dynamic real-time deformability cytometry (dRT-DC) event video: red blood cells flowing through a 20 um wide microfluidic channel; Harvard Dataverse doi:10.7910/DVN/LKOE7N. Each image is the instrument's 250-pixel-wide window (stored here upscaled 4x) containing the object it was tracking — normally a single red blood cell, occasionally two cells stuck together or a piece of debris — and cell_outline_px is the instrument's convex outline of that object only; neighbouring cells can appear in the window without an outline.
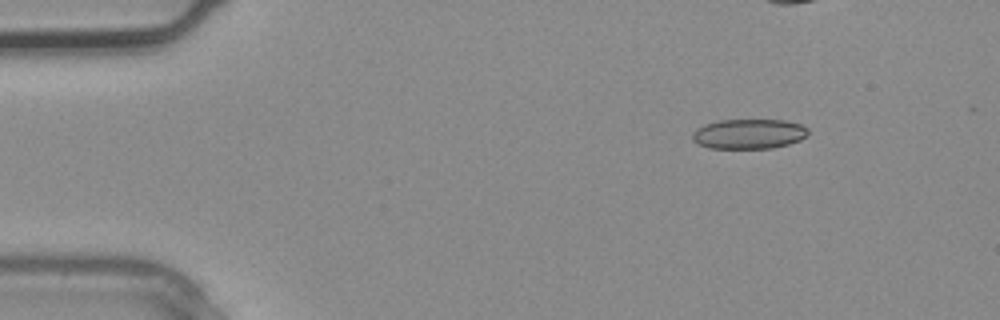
{"species": "common noctule bat (a hibernating species)", "species_latin": "Nyctalus noctula", "temperature_condition": "warm", "stored_images_in_passage": 2, "segment_of_instrument_passage": [2, 2], "camera_frame_rate_fps": 3000, "um_per_image_px": 0.085, "animal": {"sex": "male", "body_mass_g": 20.4}, "frame": {"image": 1, "passage_image": 2, "time_ms": 0.333, "image_size_px": [1000, 320], "cell_outline_px": [[808, 136], [800, 140], [788, 144], [772, 148], [708, 148], [692, 140], [692, 132], [696, 128], [704, 124], [720, 120], [784, 120], [800, 124], [808, 128]], "centroid_in_image_um": [63.65, 11.38], "position_along_channel_um": 21.4, "area_um2": 20.23}}